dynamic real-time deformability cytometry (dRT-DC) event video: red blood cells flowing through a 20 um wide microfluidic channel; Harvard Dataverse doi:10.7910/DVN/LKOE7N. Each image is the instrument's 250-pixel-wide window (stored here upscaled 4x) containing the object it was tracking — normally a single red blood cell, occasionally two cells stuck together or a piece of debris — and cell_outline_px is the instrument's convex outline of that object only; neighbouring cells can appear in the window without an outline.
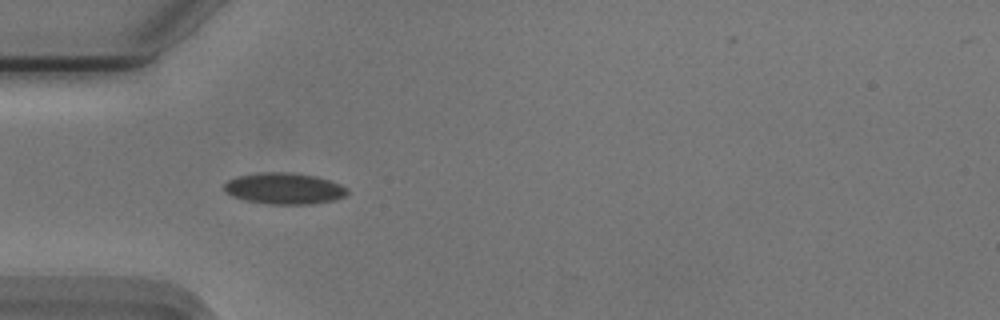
{"species": "Egyptian fruit bat (a non-hibernating species)", "species_latin": "Rousettus aegyptiacus", "temperature_condition": "cold", "stored_images_in_passage": 39, "camera_frame_rate_fps": 3000, "um_per_image_px": 0.085, "animal": {"sex": "male"}, "frame": {"image": 1, "passage_image": 1, "time_ms": 0.0, "image_size_px": [1000, 320], "cell_outline_px": [[348, 192], [344, 196], [336, 200], [312, 204], [268, 204], [244, 200], [232, 196], [224, 188], [224, 184], [228, 180], [236, 176], [260, 172], [288, 172], [316, 176], [340, 184], [348, 188]], "centroid_in_image_um": [24.16, 16.02], "position_along_channel_um": 60.8, "area_um2": 22.54}}
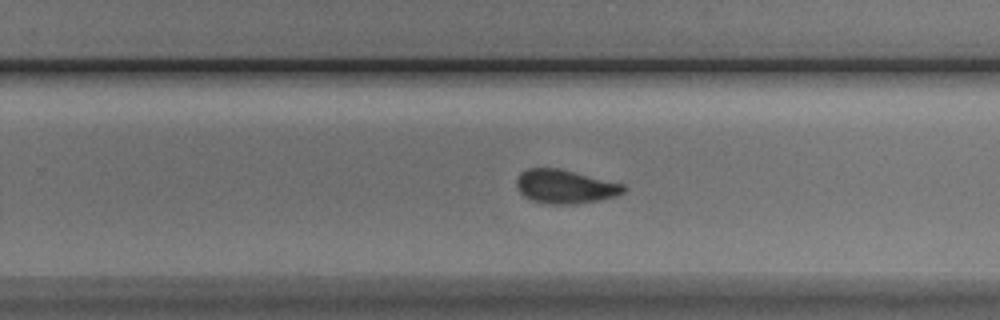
{"frame": {"image": 2, "passage_image": 19, "time_ms": 6.0, "image_size_px": [1000, 320], "cell_outline_px": [[628, 188], [624, 192], [616, 196], [600, 200], [572, 204], [548, 204], [532, 200], [524, 196], [520, 192], [516, 184], [516, 180], [520, 172], [528, 168], [560, 168], [624, 184]], "centroid_in_image_um": [48.04, 15.85], "position_along_channel_um": 281.8, "area_um2": 21.15}}
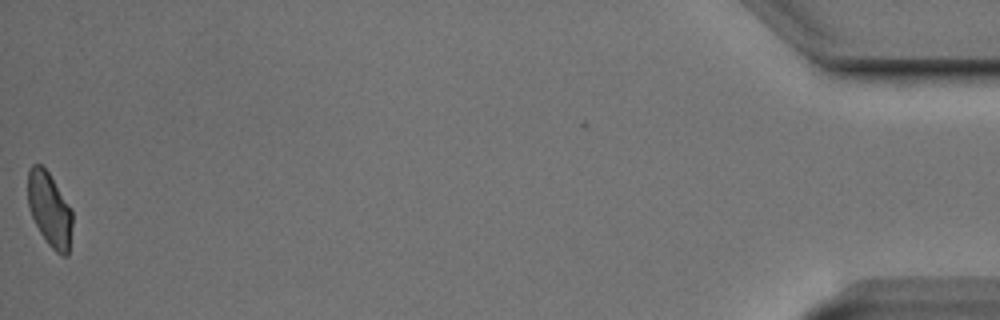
{"frame": {"image": 3, "passage_image": 39, "time_ms": 12.667, "image_size_px": [1000, 320], "cell_outline_px": [[72, 224], [68, 256], [64, 256], [56, 252], [48, 244], [40, 232], [32, 216], [28, 204], [28, 168], [32, 164], [40, 164], [48, 172], [72, 208]], "centroid_in_image_um": [4.22, 17.8], "position_along_channel_um": 431.0, "area_um2": 19.19}, "authors_computed_cell_mechanics": {"area_um2": 21.097, "velocity_mm_per_s": 3.7293, "shape_relaxation_time_tau1_ms": 3.297, "shape_relaxation_time_tau2_ms": 1.8218, "deformation_change_tau1": 0.0731, "deformation_change_tau2": 0.0475}}